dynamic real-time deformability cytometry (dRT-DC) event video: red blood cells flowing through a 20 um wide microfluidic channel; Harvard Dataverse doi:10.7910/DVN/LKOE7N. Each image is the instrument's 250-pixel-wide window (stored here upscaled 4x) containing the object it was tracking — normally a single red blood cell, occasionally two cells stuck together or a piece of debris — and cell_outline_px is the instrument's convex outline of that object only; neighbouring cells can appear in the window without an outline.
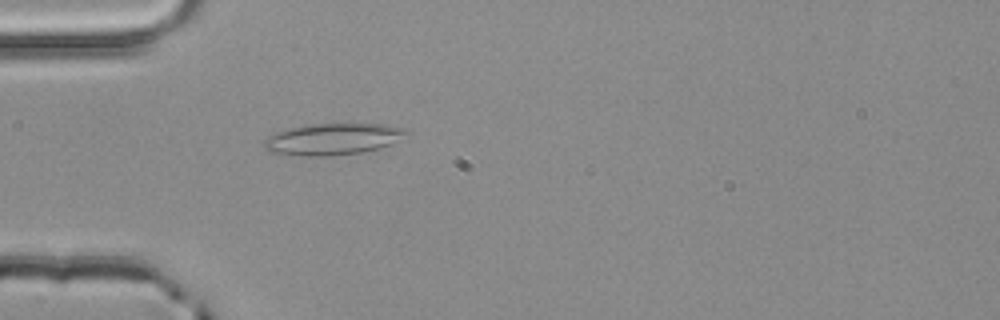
{"species": "common noctule bat (a hibernating species)", "species_latin": "Nyctalus noctula", "temperature_condition": "room temperature", "stored_images_in_passage": 4, "camera_frame_rate_fps": 3000, "um_per_image_px": 0.085, "animal": {"sex": "male", "body_mass_g": 20.4}, "frame": {"image": 1, "passage_image": 4, "time_ms": 1.0, "image_size_px": [1000, 320], "cell_outline_px": [[412, 132], [380, 148], [360, 152], [328, 156], [304, 156], [268, 152], [264, 148], [264, 140], [268, 136], [292, 128], [312, 124], [384, 124], [404, 128]], "centroid_in_image_um": [28.29, 11.83], "position_along_channel_um": 56.7, "area_um2": 25.78}}